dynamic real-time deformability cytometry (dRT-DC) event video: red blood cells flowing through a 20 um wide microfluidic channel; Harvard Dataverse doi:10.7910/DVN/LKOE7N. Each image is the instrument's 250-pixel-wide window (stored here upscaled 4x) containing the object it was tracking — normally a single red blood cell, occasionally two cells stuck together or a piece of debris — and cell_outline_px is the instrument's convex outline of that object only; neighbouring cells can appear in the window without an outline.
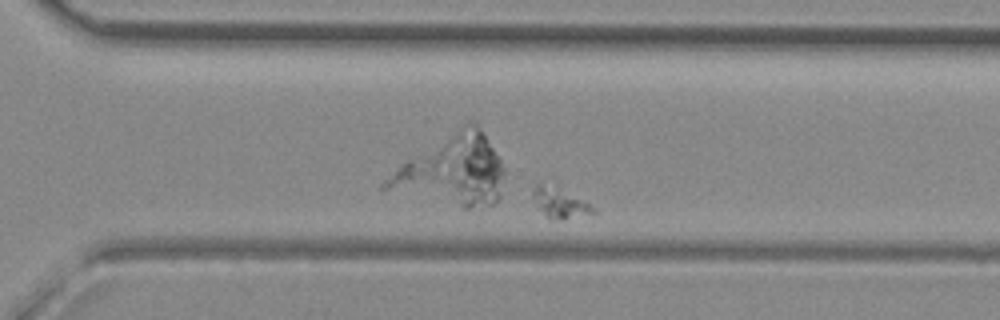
{"species": "common noctule bat (a hibernating species)", "species_latin": "Nyctalus noctula", "temperature_condition": "room temperature", "stored_images_in_passage": 42, "camera_frame_rate_fps": 3000, "um_per_image_px": 0.085, "animal": {"sex": "female", "body_mass_g": 29.2, "forearm_length_mm": 56.3}, "frame": {"image": 1, "passage_image": 26, "time_ms": 8.333, "image_size_px": [1000, 320], "cell_outline_px": [[596, 212], [560, 220], [552, 220], [540, 208], [532, 196], [532, 192], [536, 184], [540, 180], [552, 176], [596, 208]], "centroid_in_image_um": [47.58, 17.02], "position_along_channel_um": 323.0, "area_um2": 11.96}}
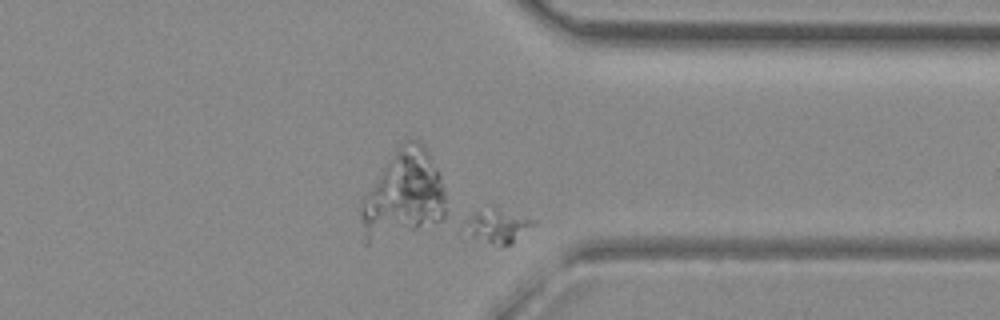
{"frame": {"image": 2, "passage_image": 30, "time_ms": 9.667, "image_size_px": [1000, 320], "cell_outline_px": [[536, 224], [512, 244], [492, 244], [472, 236], [460, 228], [476, 212], [492, 204], [536, 220]], "centroid_in_image_um": [42.33, 19.16], "position_along_channel_um": 369.1, "area_um2": 13.76}}